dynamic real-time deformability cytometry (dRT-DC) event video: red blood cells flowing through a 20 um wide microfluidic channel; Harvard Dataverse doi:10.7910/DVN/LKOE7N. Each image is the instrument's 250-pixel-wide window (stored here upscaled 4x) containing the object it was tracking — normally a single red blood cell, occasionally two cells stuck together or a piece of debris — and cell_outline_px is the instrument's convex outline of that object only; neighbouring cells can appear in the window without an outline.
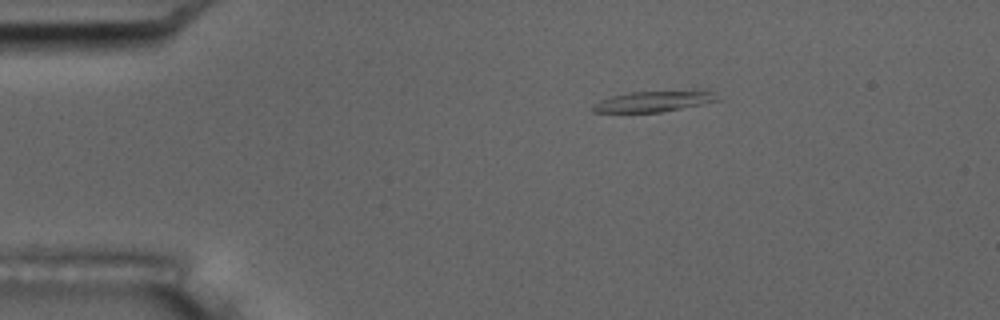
{"species": "common noctule bat (a hibernating species)", "species_latin": "Nyctalus noctula", "temperature_condition": "room temperature", "stored_images_in_passage": 5, "camera_frame_rate_fps": 3000, "um_per_image_px": 0.085, "animal": {"sex": "male", "body_mass_g": 17.5, "forearm_length_mm": 52.3}, "frame": {"image": 1, "passage_image": 2, "time_ms": 1.333, "image_size_px": [1000, 320], "cell_outline_px": [[720, 100], [660, 112], [592, 112], [592, 104], [600, 100], [612, 96], [628, 92], [712, 92]], "centroid_in_image_um": [55.41, 8.64], "position_along_channel_um": 29.6, "area_um2": 14.33}}